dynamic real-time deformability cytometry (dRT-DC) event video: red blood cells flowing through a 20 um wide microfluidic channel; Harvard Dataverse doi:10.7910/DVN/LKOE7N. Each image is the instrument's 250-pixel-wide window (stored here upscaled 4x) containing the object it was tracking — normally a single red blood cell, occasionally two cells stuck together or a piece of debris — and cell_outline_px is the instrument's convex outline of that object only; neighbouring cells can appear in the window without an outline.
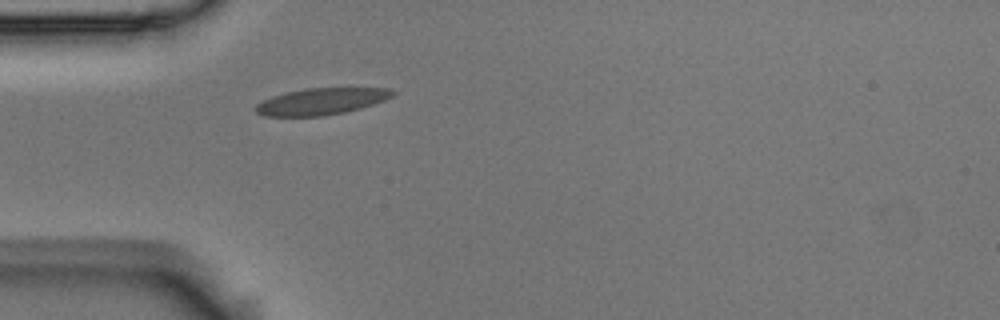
{"species": "Egyptian fruit bat (a non-hibernating species)", "species_latin": "Rousettus aegyptiacus", "temperature_condition": "room temperature", "stored_images_in_passage": 1, "camera_frame_rate_fps": 3000, "um_per_image_px": 0.085, "animal": {"sex": "male"}, "frame": {"image": 1, "passage_image": 1, "time_ms": 0.0, "image_size_px": [1000, 320], "cell_outline_px": [[396, 92], [392, 96], [384, 100], [360, 108], [344, 112], [320, 116], [264, 116], [256, 112], [256, 104], [272, 96], [284, 92], [308, 88], [392, 88]], "centroid_in_image_um": [27.31, 8.61], "position_along_channel_um": 57.7, "area_um2": 21.1}}